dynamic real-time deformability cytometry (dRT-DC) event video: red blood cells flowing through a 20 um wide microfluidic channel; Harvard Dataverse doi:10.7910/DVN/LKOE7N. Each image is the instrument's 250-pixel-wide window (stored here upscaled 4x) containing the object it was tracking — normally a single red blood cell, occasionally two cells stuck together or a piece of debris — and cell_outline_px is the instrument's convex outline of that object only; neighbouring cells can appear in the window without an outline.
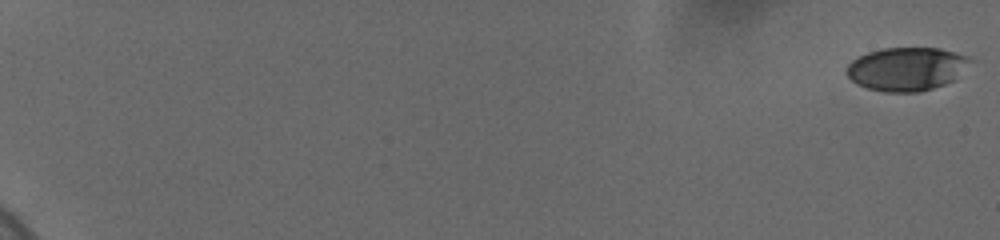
{"species": "human", "species_latin": "Homo sapiens", "temperature_condition": "cold", "stored_images_in_passage": 13, "camera_frame_rate_fps": 3000, "um_per_image_px": 0.085, "donor": {"sex": "female"}, "frame": {"image": 1, "passage_image": 1, "time_ms": 0.0, "image_size_px": [1000, 240], "cell_outline_px": [[976, 60], [952, 80], [944, 84], [920, 92], [884, 92], [868, 88], [856, 84], [844, 72], [848, 64], [852, 60], [868, 52], [884, 48], [940, 48], [968, 56]], "centroid_in_image_um": [77.07, 5.85], "position_along_channel_um": 7.9, "area_um2": 31.39}}
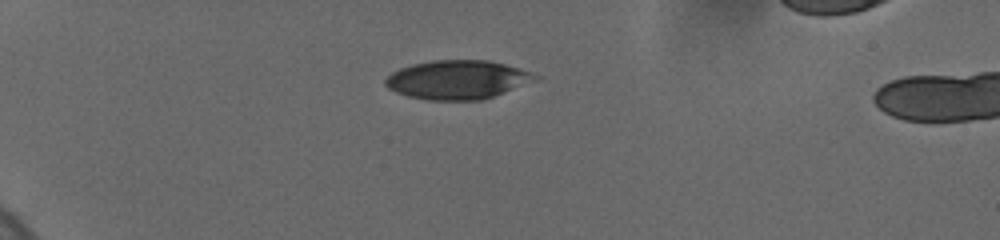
{"frame": {"image": 2, "passage_image": 9, "time_ms": 6.0, "image_size_px": [1000, 240], "cell_outline_px": [[540, 76], [536, 80], [492, 96], [480, 100], [428, 100], [408, 96], [396, 92], [388, 88], [384, 84], [384, 80], [392, 72], [400, 68], [412, 64], [432, 60], [488, 60], [520, 68]], "centroid_in_image_um": [38.85, 6.77], "position_along_channel_um": 46.2, "area_um2": 33.7}}
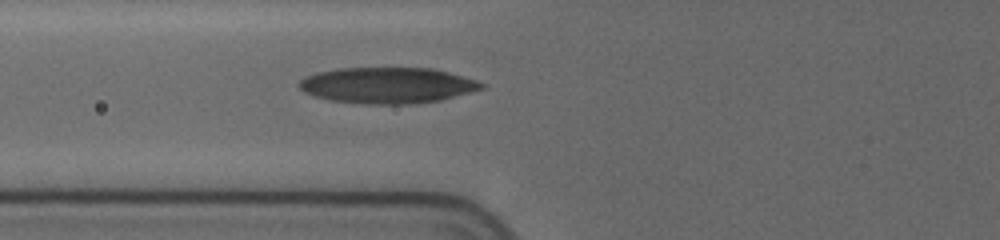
{"frame": {"image": 3, "passage_image": 13, "time_ms": 8.667, "image_size_px": [1000, 240], "cell_outline_px": [[484, 88], [440, 100], [404, 104], [372, 104], [328, 100], [304, 92], [296, 84], [300, 80], [316, 72], [340, 68], [432, 68], [448, 72], [476, 80], [484, 84]], "centroid_in_image_um": [32.9, 7.24], "position_along_channel_um": 92.9, "area_um2": 37.92}}